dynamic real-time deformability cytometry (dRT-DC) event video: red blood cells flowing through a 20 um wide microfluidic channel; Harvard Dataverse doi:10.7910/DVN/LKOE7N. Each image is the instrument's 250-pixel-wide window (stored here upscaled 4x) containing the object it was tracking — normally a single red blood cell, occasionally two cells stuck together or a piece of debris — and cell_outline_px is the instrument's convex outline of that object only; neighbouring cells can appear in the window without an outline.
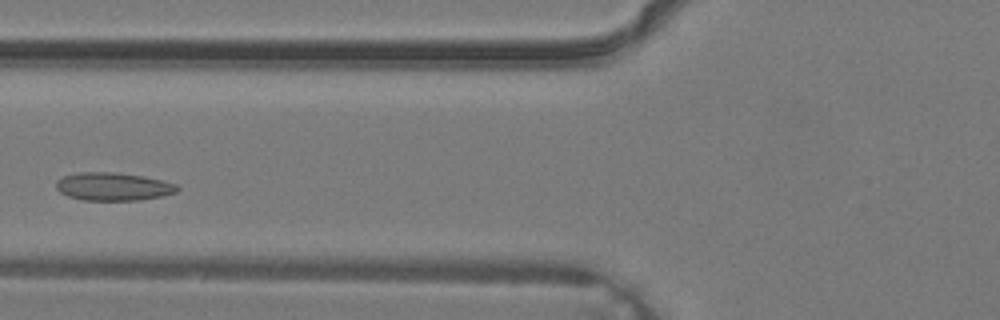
{"species": "common noctule bat (a hibernating species)", "species_latin": "Nyctalus noctula", "temperature_condition": "warm", "stored_images_in_passage": 31, "camera_frame_rate_fps": 3000, "um_per_image_px": 0.085, "animal": {"sex": "male", "body_mass_g": 19.2, "forearm_length_mm": 51.8}, "frame": {"image": 1, "passage_image": 9, "time_ms": 2.667, "image_size_px": [1000, 320], "cell_outline_px": [[180, 188], [176, 192], [164, 196], [140, 200], [84, 200], [68, 196], [60, 192], [56, 188], [56, 180], [64, 176], [80, 172], [112, 172], [140, 176], [160, 180], [176, 184]], "centroid_in_image_um": [9.61, 15.86], "position_along_channel_um": 116.2, "area_um2": 19.65}}
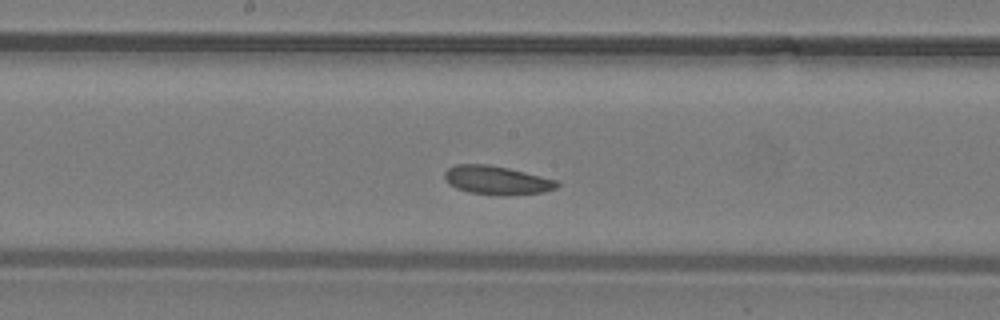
{"frame": {"image": 2, "passage_image": 14, "time_ms": 4.333, "image_size_px": [1000, 320], "cell_outline_px": [[560, 184], [556, 188], [544, 192], [500, 196], [468, 192], [456, 188], [448, 184], [444, 176], [444, 172], [448, 168], [456, 164], [488, 164], [508, 168], [556, 180]], "centroid_in_image_um": [42.19, 15.32], "position_along_channel_um": 206.0, "area_um2": 18.79}}
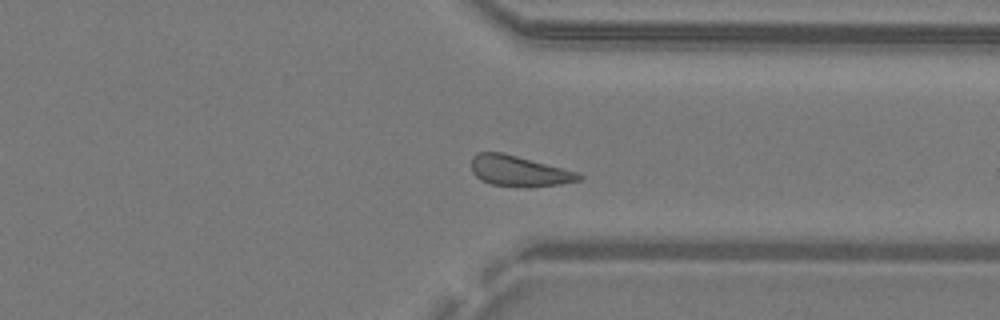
{"frame": {"image": 3, "passage_image": 23, "time_ms": 7.333, "image_size_px": [1000, 320], "cell_outline_px": [[584, 176], [580, 180], [560, 184], [532, 188], [528, 188], [492, 184], [480, 180], [472, 172], [472, 156], [476, 152], [500, 152], [516, 156], [576, 172]], "centroid_in_image_um": [44.08, 14.55], "position_along_channel_um": 367.3, "area_um2": 19.07}}